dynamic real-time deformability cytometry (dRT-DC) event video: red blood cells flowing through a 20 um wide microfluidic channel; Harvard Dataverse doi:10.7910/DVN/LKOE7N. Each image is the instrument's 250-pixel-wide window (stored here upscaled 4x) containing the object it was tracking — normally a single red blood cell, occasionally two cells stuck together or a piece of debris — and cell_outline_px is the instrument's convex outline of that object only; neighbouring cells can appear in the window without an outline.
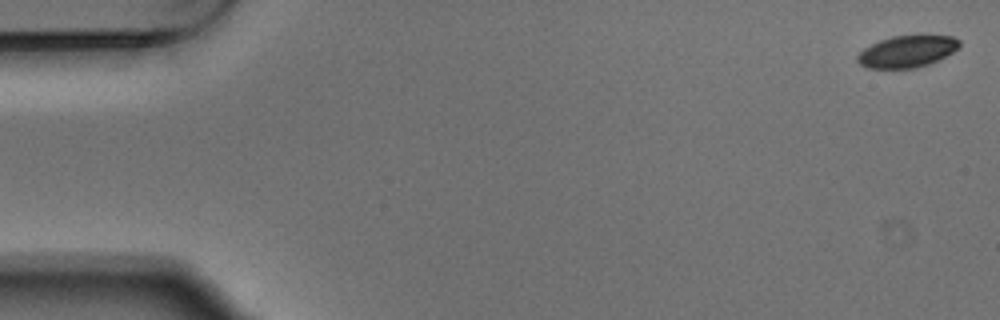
{"species": "Egyptian fruit bat (a non-hibernating species)", "species_latin": "Rousettus aegyptiacus", "temperature_condition": "warm", "stored_images_in_passage": 4, "camera_frame_rate_fps": 3000, "um_per_image_px": 0.085, "animal": {"sex": "male"}, "frame": {"image": 1, "passage_image": 1, "time_ms": 0.0, "image_size_px": [1000, 320], "cell_outline_px": [[960, 44], [952, 52], [928, 64], [916, 68], [868, 68], [860, 64], [856, 60], [856, 56], [864, 48], [880, 40], [892, 36], [952, 36], [960, 40]], "centroid_in_image_um": [77.06, 4.38], "position_along_channel_um": 7.9, "area_um2": 18.55}}
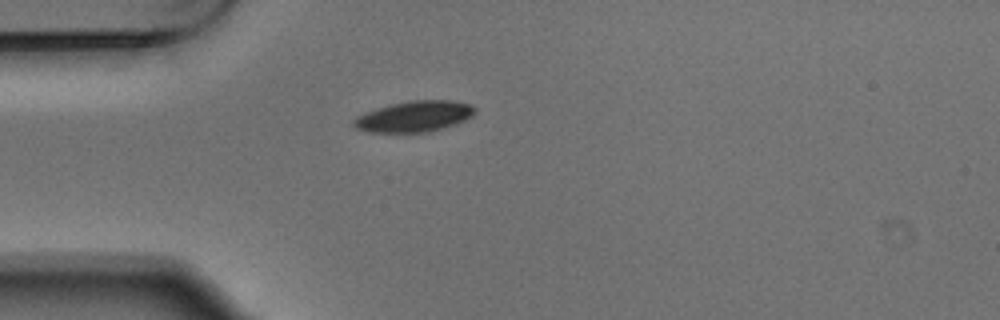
{"frame": {"image": 2, "passage_image": 4, "time_ms": 1.0, "image_size_px": [1000, 320], "cell_outline_px": [[476, 112], [472, 116], [464, 120], [428, 132], [368, 132], [356, 128], [352, 124], [352, 120], [356, 116], [364, 112], [392, 104], [408, 100], [452, 100], [472, 104], [476, 108]], "centroid_in_image_um": [35.19, 9.88], "position_along_channel_um": 49.8, "area_um2": 21.79}}